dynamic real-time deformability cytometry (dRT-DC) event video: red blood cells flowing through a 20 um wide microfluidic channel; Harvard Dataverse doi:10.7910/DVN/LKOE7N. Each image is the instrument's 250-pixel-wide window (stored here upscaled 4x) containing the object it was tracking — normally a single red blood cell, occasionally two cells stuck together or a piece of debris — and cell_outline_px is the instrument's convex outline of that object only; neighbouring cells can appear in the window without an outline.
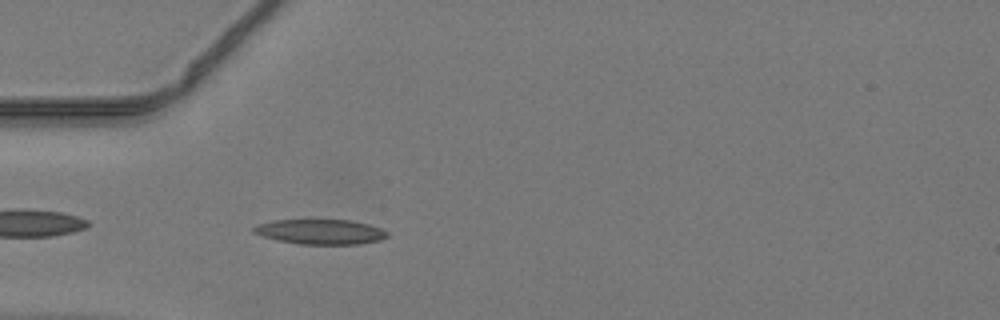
{"species": "common noctule bat (a hibernating species)", "species_latin": "Nyctalus noctula", "temperature_condition": "warm", "stored_images_in_passage": 34, "camera_frame_rate_fps": 3000, "um_per_image_px": 0.085, "animal": {"sex": "male", "body_mass_g": 19.2, "forearm_length_mm": 51.8}, "frame": {"image": 1, "passage_image": 2, "time_ms": 0.333, "image_size_px": [1000, 320], "cell_outline_px": [[388, 236], [380, 240], [360, 244], [300, 244], [276, 240], [252, 232], [252, 228], [256, 224], [272, 220], [352, 220], [368, 224], [380, 228], [388, 232]], "centroid_in_image_um": [27.22, 19.7], "position_along_channel_um": 57.8, "area_um2": 19.48}}
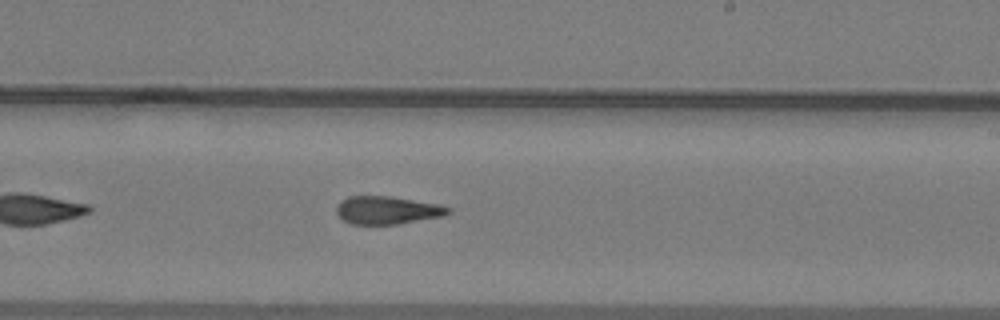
{"frame": {"image": 2, "passage_image": 16, "time_ms": 5.0, "image_size_px": [1000, 320], "cell_outline_px": [[448, 212], [440, 216], [396, 224], [352, 224], [344, 220], [336, 212], [336, 204], [340, 200], [348, 196], [392, 196], [440, 204], [448, 208]], "centroid_in_image_um": [32.84, 17.84], "position_along_channel_um": 256.2, "area_um2": 17.98}}
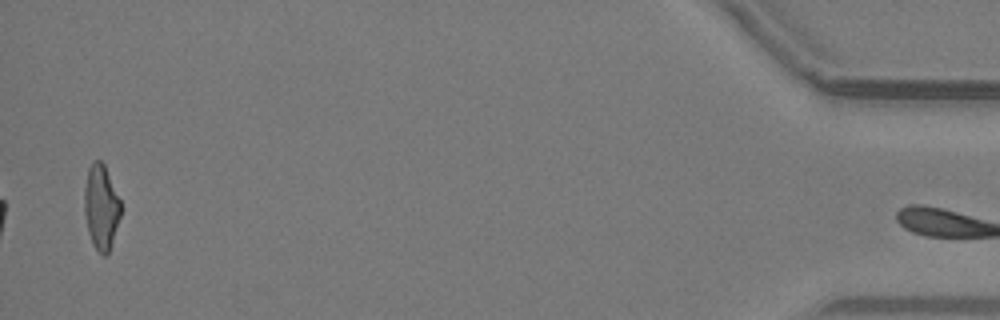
{"frame": {"image": 3, "passage_image": 34, "time_ms": 11.0, "image_size_px": [1000, 320], "cell_outline_px": [[120, 216], [108, 252], [104, 256], [96, 248], [88, 232], [84, 212], [84, 188], [88, 168], [92, 160], [100, 160], [104, 164], [120, 200]], "centroid_in_image_um": [8.57, 17.54], "position_along_channel_um": 426.6, "area_um2": 17.63}}